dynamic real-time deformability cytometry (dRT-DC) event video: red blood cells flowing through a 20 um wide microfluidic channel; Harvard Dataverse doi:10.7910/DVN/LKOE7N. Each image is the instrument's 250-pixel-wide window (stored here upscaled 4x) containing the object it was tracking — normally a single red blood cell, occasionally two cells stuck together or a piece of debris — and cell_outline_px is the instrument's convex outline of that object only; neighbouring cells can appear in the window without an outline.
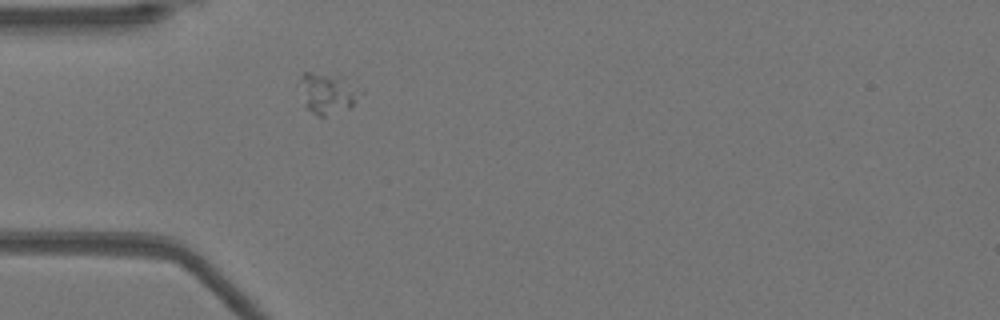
{"species": "Egyptian fruit bat (a non-hibernating species)", "species_latin": "Rousettus aegyptiacus", "temperature_condition": "warm", "stored_images_in_passage": 11, "camera_frame_rate_fps": 3000, "um_per_image_px": 0.085, "animal": {"sex": "female"}, "frame": {"image": 1, "passage_image": 1, "time_ms": 0.0, "image_size_px": [1000, 320], "cell_outline_px": [[364, 92], [352, 108], [324, 116], [316, 116], [304, 108], [300, 80], [300, 76], [304, 72], [312, 72], [344, 76], [364, 88]], "centroid_in_image_um": [27.93, 7.92], "position_along_channel_um": 57.1, "area_um2": 15.2}}
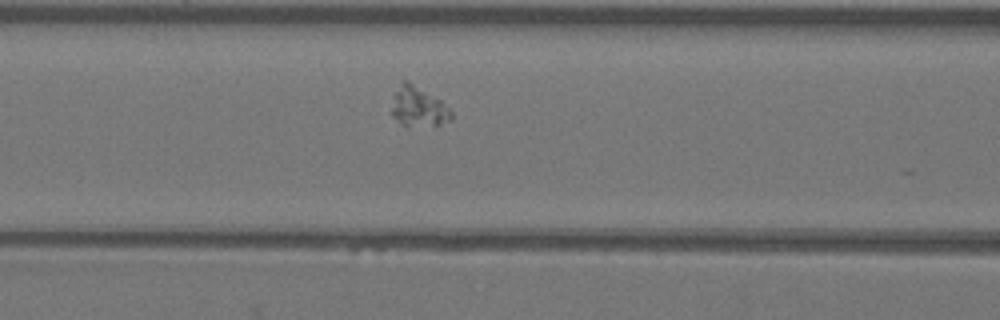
{"frame": {"image": 2, "passage_image": 7, "time_ms": 2.0, "image_size_px": [1000, 320], "cell_outline_px": [[452, 120], [440, 124], [404, 124], [392, 116], [392, 108], [396, 92], [400, 84], [404, 80], [408, 80], [440, 100], [452, 112]], "centroid_in_image_um": [35.58, 9.04], "position_along_channel_um": 131.0, "area_um2": 13.12}}
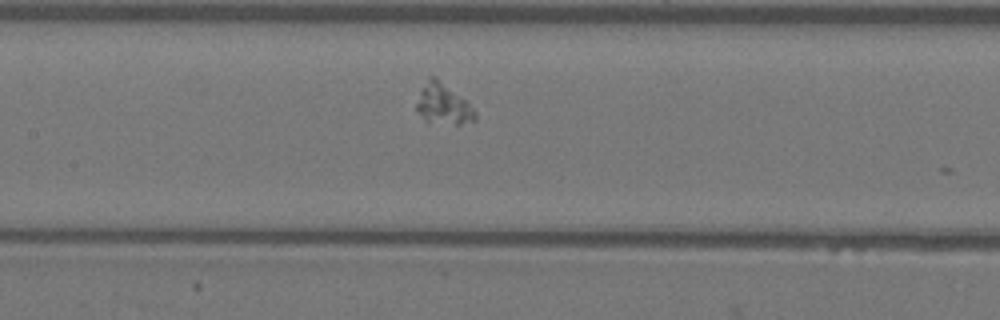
{"frame": {"image": 3, "passage_image": 10, "time_ms": 3.0, "image_size_px": [1000, 320], "cell_outline_px": [[476, 120], [460, 124], [456, 124], [424, 120], [416, 108], [416, 104], [420, 92], [428, 76], [436, 76], [464, 100], [476, 112]], "centroid_in_image_um": [37.65, 8.83], "position_along_channel_um": 169.7, "area_um2": 13.41}}